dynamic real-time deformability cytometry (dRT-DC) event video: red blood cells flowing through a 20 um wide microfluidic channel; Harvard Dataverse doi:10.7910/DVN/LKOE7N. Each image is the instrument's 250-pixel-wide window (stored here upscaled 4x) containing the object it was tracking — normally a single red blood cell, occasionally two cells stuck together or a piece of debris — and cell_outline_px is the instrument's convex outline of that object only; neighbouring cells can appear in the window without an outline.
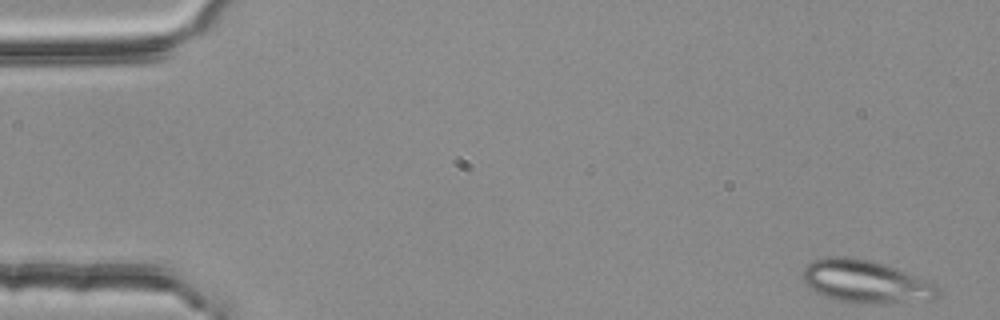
{"species": "common noctule bat (a hibernating species)", "species_latin": "Nyctalus noctula", "temperature_condition": "room temperature", "stored_images_in_passage": 27, "camera_frame_rate_fps": 3000, "um_per_image_px": 0.085, "animal": {"sex": "female", "body_mass_g": 25.1}, "frame": {"image": 1, "passage_image": 1, "time_ms": 0.0, "image_size_px": [1000, 320], "cell_outline_px": [[940, 292], [932, 300], [836, 300], [824, 296], [816, 292], [804, 284], [804, 268], [812, 260], [824, 256], [844, 256], [868, 260], [884, 264], [896, 268], [936, 284], [940, 288]], "centroid_in_image_um": [73.52, 23.86], "position_along_channel_um": 11.5, "area_um2": 32.25}}